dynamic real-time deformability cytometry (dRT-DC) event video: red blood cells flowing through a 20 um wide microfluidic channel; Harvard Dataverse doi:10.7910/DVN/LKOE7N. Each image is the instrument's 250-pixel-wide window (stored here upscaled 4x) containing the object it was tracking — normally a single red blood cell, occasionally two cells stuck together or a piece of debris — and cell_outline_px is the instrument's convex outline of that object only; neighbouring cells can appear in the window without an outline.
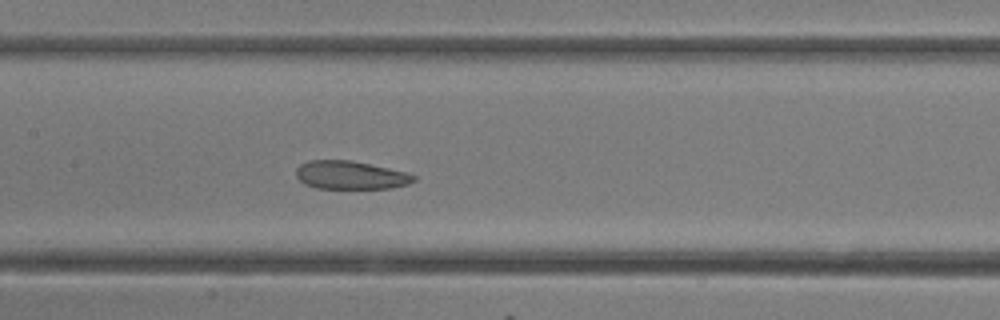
{"species": "common noctule bat (a hibernating species)", "species_latin": "Nyctalus noctula", "temperature_condition": "room temperature", "stored_images_in_passage": 15, "camera_frame_rate_fps": 3000, "um_per_image_px": 0.085, "animal": {"sex": "female"}, "frame": {"image": 1, "passage_image": 13, "time_ms": 4.0, "image_size_px": [1000, 320], "cell_outline_px": [[416, 180], [408, 184], [392, 188], [316, 188], [304, 184], [296, 176], [296, 168], [300, 164], [308, 160], [352, 160], [408, 172], [416, 176]], "centroid_in_image_um": [29.8, 14.88], "position_along_channel_um": 177.6, "area_um2": 19.54}}
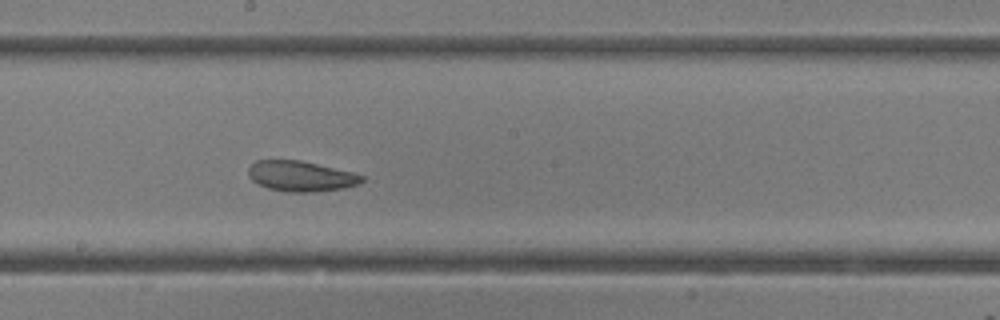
{"frame": {"image": 2, "passage_image": 15, "time_ms": 4.667, "image_size_px": [1000, 320], "cell_outline_px": [[364, 180], [360, 184], [344, 188], [312, 192], [288, 192], [268, 188], [252, 180], [248, 176], [248, 168], [256, 160], [300, 160], [352, 172], [364, 176]], "centroid_in_image_um": [25.58, 14.97], "position_along_channel_um": 222.6, "area_um2": 20.06}}